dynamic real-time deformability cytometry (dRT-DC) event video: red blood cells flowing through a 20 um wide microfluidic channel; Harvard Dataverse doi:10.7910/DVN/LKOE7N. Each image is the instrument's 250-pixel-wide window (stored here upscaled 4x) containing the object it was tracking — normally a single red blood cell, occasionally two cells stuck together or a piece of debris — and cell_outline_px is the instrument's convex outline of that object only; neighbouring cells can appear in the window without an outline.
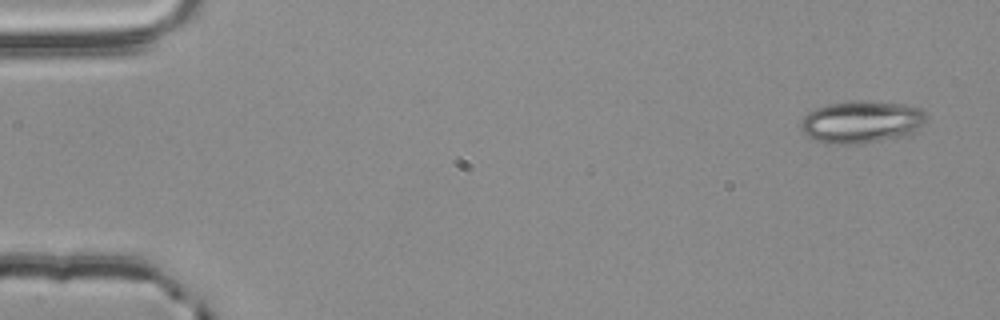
{"species": "common noctule bat (a hibernating species)", "species_latin": "Nyctalus noctula", "temperature_condition": "room temperature", "stored_images_in_passage": 5, "camera_frame_rate_fps": 3000, "um_per_image_px": 0.085, "animal": {"sex": "male", "body_mass_g": 20.4}, "frame": {"image": 1, "passage_image": 1, "time_ms": 0.0, "image_size_px": [1000, 320], "cell_outline_px": [[928, 116], [924, 124], [920, 128], [912, 132], [900, 136], [880, 140], [852, 144], [824, 144], [812, 140], [800, 128], [800, 120], [808, 112], [816, 108], [828, 104], [852, 100], [868, 100], [904, 104], [920, 108]], "centroid_in_image_um": [73.19, 10.35], "position_along_channel_um": 11.8, "area_um2": 31.21}}